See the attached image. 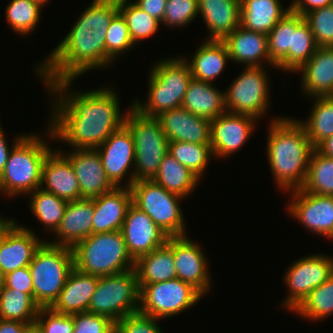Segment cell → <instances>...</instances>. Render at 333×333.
<instances>
[{"label": "cell", "mask_w": 333, "mask_h": 333, "mask_svg": "<svg viewBox=\"0 0 333 333\" xmlns=\"http://www.w3.org/2000/svg\"><path fill=\"white\" fill-rule=\"evenodd\" d=\"M73 81L44 85L55 97L46 135L73 149H95L124 125L127 111L121 114L120 99L113 87L73 93L69 91Z\"/></svg>", "instance_id": "obj_1"}, {"label": "cell", "mask_w": 333, "mask_h": 333, "mask_svg": "<svg viewBox=\"0 0 333 333\" xmlns=\"http://www.w3.org/2000/svg\"><path fill=\"white\" fill-rule=\"evenodd\" d=\"M117 13L118 0H93L65 38L34 69L44 85L75 80L90 70L110 66L113 60L105 52V36Z\"/></svg>", "instance_id": "obj_2"}, {"label": "cell", "mask_w": 333, "mask_h": 333, "mask_svg": "<svg viewBox=\"0 0 333 333\" xmlns=\"http://www.w3.org/2000/svg\"><path fill=\"white\" fill-rule=\"evenodd\" d=\"M268 124L267 156L273 181L282 191L301 189L313 146L298 119L278 117Z\"/></svg>", "instance_id": "obj_3"}, {"label": "cell", "mask_w": 333, "mask_h": 333, "mask_svg": "<svg viewBox=\"0 0 333 333\" xmlns=\"http://www.w3.org/2000/svg\"><path fill=\"white\" fill-rule=\"evenodd\" d=\"M37 134L16 135L12 150L0 175V194L15 197L28 195L41 185L42 166L52 151L45 138ZM3 193V194H2Z\"/></svg>", "instance_id": "obj_4"}, {"label": "cell", "mask_w": 333, "mask_h": 333, "mask_svg": "<svg viewBox=\"0 0 333 333\" xmlns=\"http://www.w3.org/2000/svg\"><path fill=\"white\" fill-rule=\"evenodd\" d=\"M148 79L147 99H134L132 107L146 117H156L181 107L192 75L182 57L162 58L151 68Z\"/></svg>", "instance_id": "obj_5"}, {"label": "cell", "mask_w": 333, "mask_h": 333, "mask_svg": "<svg viewBox=\"0 0 333 333\" xmlns=\"http://www.w3.org/2000/svg\"><path fill=\"white\" fill-rule=\"evenodd\" d=\"M74 268L96 276H108L134 269L121 230L91 234L73 248Z\"/></svg>", "instance_id": "obj_6"}, {"label": "cell", "mask_w": 333, "mask_h": 333, "mask_svg": "<svg viewBox=\"0 0 333 333\" xmlns=\"http://www.w3.org/2000/svg\"><path fill=\"white\" fill-rule=\"evenodd\" d=\"M28 267L32 276L34 302L39 307H51L74 268L72 248L52 245L45 240Z\"/></svg>", "instance_id": "obj_7"}, {"label": "cell", "mask_w": 333, "mask_h": 333, "mask_svg": "<svg viewBox=\"0 0 333 333\" xmlns=\"http://www.w3.org/2000/svg\"><path fill=\"white\" fill-rule=\"evenodd\" d=\"M124 125L130 130L135 146L134 182L152 180L168 153V139L155 117H146L132 107L127 109Z\"/></svg>", "instance_id": "obj_8"}, {"label": "cell", "mask_w": 333, "mask_h": 333, "mask_svg": "<svg viewBox=\"0 0 333 333\" xmlns=\"http://www.w3.org/2000/svg\"><path fill=\"white\" fill-rule=\"evenodd\" d=\"M139 307L140 288L134 269L98 276L88 312L106 316L116 323L127 315L139 312Z\"/></svg>", "instance_id": "obj_9"}, {"label": "cell", "mask_w": 333, "mask_h": 333, "mask_svg": "<svg viewBox=\"0 0 333 333\" xmlns=\"http://www.w3.org/2000/svg\"><path fill=\"white\" fill-rule=\"evenodd\" d=\"M132 204L146 213L169 237L187 236L180 200L153 180H138L130 186Z\"/></svg>", "instance_id": "obj_10"}, {"label": "cell", "mask_w": 333, "mask_h": 333, "mask_svg": "<svg viewBox=\"0 0 333 333\" xmlns=\"http://www.w3.org/2000/svg\"><path fill=\"white\" fill-rule=\"evenodd\" d=\"M138 285L140 288L139 312L161 320L190 309L203 297L196 288L179 278Z\"/></svg>", "instance_id": "obj_11"}, {"label": "cell", "mask_w": 333, "mask_h": 333, "mask_svg": "<svg viewBox=\"0 0 333 333\" xmlns=\"http://www.w3.org/2000/svg\"><path fill=\"white\" fill-rule=\"evenodd\" d=\"M243 68V72L225 91L226 111L259 120L266 114L270 104L271 80L268 78V70L263 66Z\"/></svg>", "instance_id": "obj_12"}, {"label": "cell", "mask_w": 333, "mask_h": 333, "mask_svg": "<svg viewBox=\"0 0 333 333\" xmlns=\"http://www.w3.org/2000/svg\"><path fill=\"white\" fill-rule=\"evenodd\" d=\"M285 272L283 282L288 296L282 307L294 312L310 292L324 283L333 274V258L325 254H308L295 260Z\"/></svg>", "instance_id": "obj_13"}, {"label": "cell", "mask_w": 333, "mask_h": 333, "mask_svg": "<svg viewBox=\"0 0 333 333\" xmlns=\"http://www.w3.org/2000/svg\"><path fill=\"white\" fill-rule=\"evenodd\" d=\"M287 211L298 223L316 235L333 239V196L312 194L302 188L289 192ZM292 198V199H291Z\"/></svg>", "instance_id": "obj_14"}, {"label": "cell", "mask_w": 333, "mask_h": 333, "mask_svg": "<svg viewBox=\"0 0 333 333\" xmlns=\"http://www.w3.org/2000/svg\"><path fill=\"white\" fill-rule=\"evenodd\" d=\"M95 149L101 158L104 171L111 183L115 187H123V179L126 175L131 174L129 178L127 177L128 180L125 183L126 187L130 188L134 183L135 167V146L130 130L123 125Z\"/></svg>", "instance_id": "obj_15"}, {"label": "cell", "mask_w": 333, "mask_h": 333, "mask_svg": "<svg viewBox=\"0 0 333 333\" xmlns=\"http://www.w3.org/2000/svg\"><path fill=\"white\" fill-rule=\"evenodd\" d=\"M257 119L244 114L224 112L210 122V145L215 160L228 158L248 142Z\"/></svg>", "instance_id": "obj_16"}, {"label": "cell", "mask_w": 333, "mask_h": 333, "mask_svg": "<svg viewBox=\"0 0 333 333\" xmlns=\"http://www.w3.org/2000/svg\"><path fill=\"white\" fill-rule=\"evenodd\" d=\"M197 242L187 236L172 237V252L177 278L189 283L203 296L212 289L208 261ZM201 248V249H200Z\"/></svg>", "instance_id": "obj_17"}, {"label": "cell", "mask_w": 333, "mask_h": 333, "mask_svg": "<svg viewBox=\"0 0 333 333\" xmlns=\"http://www.w3.org/2000/svg\"><path fill=\"white\" fill-rule=\"evenodd\" d=\"M121 232L130 256L136 260L167 243L169 236L136 206L128 208Z\"/></svg>", "instance_id": "obj_18"}, {"label": "cell", "mask_w": 333, "mask_h": 333, "mask_svg": "<svg viewBox=\"0 0 333 333\" xmlns=\"http://www.w3.org/2000/svg\"><path fill=\"white\" fill-rule=\"evenodd\" d=\"M69 150L66 154L62 150L59 151L73 166L80 186L81 199H92L115 188L104 171L96 149L71 148Z\"/></svg>", "instance_id": "obj_19"}, {"label": "cell", "mask_w": 333, "mask_h": 333, "mask_svg": "<svg viewBox=\"0 0 333 333\" xmlns=\"http://www.w3.org/2000/svg\"><path fill=\"white\" fill-rule=\"evenodd\" d=\"M155 118L169 142L210 144L211 121L194 115L183 107L164 111Z\"/></svg>", "instance_id": "obj_20"}, {"label": "cell", "mask_w": 333, "mask_h": 333, "mask_svg": "<svg viewBox=\"0 0 333 333\" xmlns=\"http://www.w3.org/2000/svg\"><path fill=\"white\" fill-rule=\"evenodd\" d=\"M29 228L17 223L0 239V269L4 275L29 266L36 250L45 241Z\"/></svg>", "instance_id": "obj_21"}, {"label": "cell", "mask_w": 333, "mask_h": 333, "mask_svg": "<svg viewBox=\"0 0 333 333\" xmlns=\"http://www.w3.org/2000/svg\"><path fill=\"white\" fill-rule=\"evenodd\" d=\"M57 150H52L43 163L40 188L68 202L79 200L81 191L73 166Z\"/></svg>", "instance_id": "obj_22"}, {"label": "cell", "mask_w": 333, "mask_h": 333, "mask_svg": "<svg viewBox=\"0 0 333 333\" xmlns=\"http://www.w3.org/2000/svg\"><path fill=\"white\" fill-rule=\"evenodd\" d=\"M93 215L94 201L92 199L82 198L68 202L59 227L52 233L56 235V239L47 242L73 248L92 234Z\"/></svg>", "instance_id": "obj_23"}, {"label": "cell", "mask_w": 333, "mask_h": 333, "mask_svg": "<svg viewBox=\"0 0 333 333\" xmlns=\"http://www.w3.org/2000/svg\"><path fill=\"white\" fill-rule=\"evenodd\" d=\"M231 61L244 67H262L263 62L276 68L270 60L267 34L237 27L224 40Z\"/></svg>", "instance_id": "obj_24"}, {"label": "cell", "mask_w": 333, "mask_h": 333, "mask_svg": "<svg viewBox=\"0 0 333 333\" xmlns=\"http://www.w3.org/2000/svg\"><path fill=\"white\" fill-rule=\"evenodd\" d=\"M92 200L94 201L92 234L121 230L127 210L132 204L130 188L124 184V187H115Z\"/></svg>", "instance_id": "obj_25"}, {"label": "cell", "mask_w": 333, "mask_h": 333, "mask_svg": "<svg viewBox=\"0 0 333 333\" xmlns=\"http://www.w3.org/2000/svg\"><path fill=\"white\" fill-rule=\"evenodd\" d=\"M296 72L302 74L301 88L307 97L333 96V46L318 47Z\"/></svg>", "instance_id": "obj_26"}, {"label": "cell", "mask_w": 333, "mask_h": 333, "mask_svg": "<svg viewBox=\"0 0 333 333\" xmlns=\"http://www.w3.org/2000/svg\"><path fill=\"white\" fill-rule=\"evenodd\" d=\"M198 15L208 29L207 40H224L240 26V0H198Z\"/></svg>", "instance_id": "obj_27"}, {"label": "cell", "mask_w": 333, "mask_h": 333, "mask_svg": "<svg viewBox=\"0 0 333 333\" xmlns=\"http://www.w3.org/2000/svg\"><path fill=\"white\" fill-rule=\"evenodd\" d=\"M97 283L98 276L86 274L73 268L58 299L51 308L66 315L88 312V306Z\"/></svg>", "instance_id": "obj_28"}, {"label": "cell", "mask_w": 333, "mask_h": 333, "mask_svg": "<svg viewBox=\"0 0 333 333\" xmlns=\"http://www.w3.org/2000/svg\"><path fill=\"white\" fill-rule=\"evenodd\" d=\"M190 68L193 79L212 83L224 71L230 59L223 40H205L190 61L181 56Z\"/></svg>", "instance_id": "obj_29"}, {"label": "cell", "mask_w": 333, "mask_h": 333, "mask_svg": "<svg viewBox=\"0 0 333 333\" xmlns=\"http://www.w3.org/2000/svg\"><path fill=\"white\" fill-rule=\"evenodd\" d=\"M181 107L211 121L226 112L225 92L214 87L212 83L192 78Z\"/></svg>", "instance_id": "obj_30"}, {"label": "cell", "mask_w": 333, "mask_h": 333, "mask_svg": "<svg viewBox=\"0 0 333 333\" xmlns=\"http://www.w3.org/2000/svg\"><path fill=\"white\" fill-rule=\"evenodd\" d=\"M172 252V237L166 244L135 260L138 284H152L177 278Z\"/></svg>", "instance_id": "obj_31"}, {"label": "cell", "mask_w": 333, "mask_h": 333, "mask_svg": "<svg viewBox=\"0 0 333 333\" xmlns=\"http://www.w3.org/2000/svg\"><path fill=\"white\" fill-rule=\"evenodd\" d=\"M280 0H240V26L268 34L287 13Z\"/></svg>", "instance_id": "obj_32"}, {"label": "cell", "mask_w": 333, "mask_h": 333, "mask_svg": "<svg viewBox=\"0 0 333 333\" xmlns=\"http://www.w3.org/2000/svg\"><path fill=\"white\" fill-rule=\"evenodd\" d=\"M152 180L166 191L182 198L190 196L200 183L195 174L169 153L163 157L159 171Z\"/></svg>", "instance_id": "obj_33"}, {"label": "cell", "mask_w": 333, "mask_h": 333, "mask_svg": "<svg viewBox=\"0 0 333 333\" xmlns=\"http://www.w3.org/2000/svg\"><path fill=\"white\" fill-rule=\"evenodd\" d=\"M312 99L315 100L308 120H298L315 149L322 141L333 135V96L312 97Z\"/></svg>", "instance_id": "obj_34"}, {"label": "cell", "mask_w": 333, "mask_h": 333, "mask_svg": "<svg viewBox=\"0 0 333 333\" xmlns=\"http://www.w3.org/2000/svg\"><path fill=\"white\" fill-rule=\"evenodd\" d=\"M28 195L32 214L44 225L45 230L54 233L61 223L68 201L42 188H37Z\"/></svg>", "instance_id": "obj_35"}, {"label": "cell", "mask_w": 333, "mask_h": 333, "mask_svg": "<svg viewBox=\"0 0 333 333\" xmlns=\"http://www.w3.org/2000/svg\"><path fill=\"white\" fill-rule=\"evenodd\" d=\"M317 48L314 35L304 19L292 32L291 48L276 68L283 72L295 73L314 55Z\"/></svg>", "instance_id": "obj_36"}, {"label": "cell", "mask_w": 333, "mask_h": 333, "mask_svg": "<svg viewBox=\"0 0 333 333\" xmlns=\"http://www.w3.org/2000/svg\"><path fill=\"white\" fill-rule=\"evenodd\" d=\"M39 306L27 294L4 286L0 293V319L35 325Z\"/></svg>", "instance_id": "obj_37"}, {"label": "cell", "mask_w": 333, "mask_h": 333, "mask_svg": "<svg viewBox=\"0 0 333 333\" xmlns=\"http://www.w3.org/2000/svg\"><path fill=\"white\" fill-rule=\"evenodd\" d=\"M168 153L186 166L200 180L213 156L210 144H195L182 141L168 142Z\"/></svg>", "instance_id": "obj_38"}, {"label": "cell", "mask_w": 333, "mask_h": 333, "mask_svg": "<svg viewBox=\"0 0 333 333\" xmlns=\"http://www.w3.org/2000/svg\"><path fill=\"white\" fill-rule=\"evenodd\" d=\"M118 12L125 19L129 36L135 46L141 40L152 37L160 28L161 23L157 19L129 0H118Z\"/></svg>", "instance_id": "obj_39"}, {"label": "cell", "mask_w": 333, "mask_h": 333, "mask_svg": "<svg viewBox=\"0 0 333 333\" xmlns=\"http://www.w3.org/2000/svg\"><path fill=\"white\" fill-rule=\"evenodd\" d=\"M293 313L310 321L325 320L333 315V274L313 289Z\"/></svg>", "instance_id": "obj_40"}, {"label": "cell", "mask_w": 333, "mask_h": 333, "mask_svg": "<svg viewBox=\"0 0 333 333\" xmlns=\"http://www.w3.org/2000/svg\"><path fill=\"white\" fill-rule=\"evenodd\" d=\"M302 189L312 194L333 196V158L313 149Z\"/></svg>", "instance_id": "obj_41"}, {"label": "cell", "mask_w": 333, "mask_h": 333, "mask_svg": "<svg viewBox=\"0 0 333 333\" xmlns=\"http://www.w3.org/2000/svg\"><path fill=\"white\" fill-rule=\"evenodd\" d=\"M42 7L34 0H10L5 8L6 22L20 36L31 34L40 21Z\"/></svg>", "instance_id": "obj_42"}, {"label": "cell", "mask_w": 333, "mask_h": 333, "mask_svg": "<svg viewBox=\"0 0 333 333\" xmlns=\"http://www.w3.org/2000/svg\"><path fill=\"white\" fill-rule=\"evenodd\" d=\"M304 20L300 14L287 13L267 34L270 60L277 65L291 48L292 32Z\"/></svg>", "instance_id": "obj_43"}, {"label": "cell", "mask_w": 333, "mask_h": 333, "mask_svg": "<svg viewBox=\"0 0 333 333\" xmlns=\"http://www.w3.org/2000/svg\"><path fill=\"white\" fill-rule=\"evenodd\" d=\"M128 27L123 16L118 12L111 20L105 36V52L114 61L127 50L133 49ZM117 57V58H116Z\"/></svg>", "instance_id": "obj_44"}, {"label": "cell", "mask_w": 333, "mask_h": 333, "mask_svg": "<svg viewBox=\"0 0 333 333\" xmlns=\"http://www.w3.org/2000/svg\"><path fill=\"white\" fill-rule=\"evenodd\" d=\"M318 47L333 46V3L303 16Z\"/></svg>", "instance_id": "obj_45"}, {"label": "cell", "mask_w": 333, "mask_h": 333, "mask_svg": "<svg viewBox=\"0 0 333 333\" xmlns=\"http://www.w3.org/2000/svg\"><path fill=\"white\" fill-rule=\"evenodd\" d=\"M198 0H167L163 25L170 28L184 27L198 17Z\"/></svg>", "instance_id": "obj_46"}, {"label": "cell", "mask_w": 333, "mask_h": 333, "mask_svg": "<svg viewBox=\"0 0 333 333\" xmlns=\"http://www.w3.org/2000/svg\"><path fill=\"white\" fill-rule=\"evenodd\" d=\"M35 325L42 333H73L72 315L54 311L51 307H40Z\"/></svg>", "instance_id": "obj_47"}, {"label": "cell", "mask_w": 333, "mask_h": 333, "mask_svg": "<svg viewBox=\"0 0 333 333\" xmlns=\"http://www.w3.org/2000/svg\"><path fill=\"white\" fill-rule=\"evenodd\" d=\"M73 333H115V322L90 312L73 314Z\"/></svg>", "instance_id": "obj_48"}, {"label": "cell", "mask_w": 333, "mask_h": 333, "mask_svg": "<svg viewBox=\"0 0 333 333\" xmlns=\"http://www.w3.org/2000/svg\"><path fill=\"white\" fill-rule=\"evenodd\" d=\"M158 321L140 312L133 313L115 323V333H162Z\"/></svg>", "instance_id": "obj_49"}, {"label": "cell", "mask_w": 333, "mask_h": 333, "mask_svg": "<svg viewBox=\"0 0 333 333\" xmlns=\"http://www.w3.org/2000/svg\"><path fill=\"white\" fill-rule=\"evenodd\" d=\"M5 287L27 293L33 299V283L29 267L16 269L5 275Z\"/></svg>", "instance_id": "obj_50"}, {"label": "cell", "mask_w": 333, "mask_h": 333, "mask_svg": "<svg viewBox=\"0 0 333 333\" xmlns=\"http://www.w3.org/2000/svg\"><path fill=\"white\" fill-rule=\"evenodd\" d=\"M333 0H292L290 3V11L300 14L302 17L318 8L331 5Z\"/></svg>", "instance_id": "obj_51"}, {"label": "cell", "mask_w": 333, "mask_h": 333, "mask_svg": "<svg viewBox=\"0 0 333 333\" xmlns=\"http://www.w3.org/2000/svg\"><path fill=\"white\" fill-rule=\"evenodd\" d=\"M133 2L162 24L167 0H135Z\"/></svg>", "instance_id": "obj_52"}, {"label": "cell", "mask_w": 333, "mask_h": 333, "mask_svg": "<svg viewBox=\"0 0 333 333\" xmlns=\"http://www.w3.org/2000/svg\"><path fill=\"white\" fill-rule=\"evenodd\" d=\"M30 326L17 320L0 319V333H26Z\"/></svg>", "instance_id": "obj_53"}, {"label": "cell", "mask_w": 333, "mask_h": 333, "mask_svg": "<svg viewBox=\"0 0 333 333\" xmlns=\"http://www.w3.org/2000/svg\"><path fill=\"white\" fill-rule=\"evenodd\" d=\"M6 139L7 138H5V133L3 132L2 126L0 124V175L5 168L9 154L12 150V148H9Z\"/></svg>", "instance_id": "obj_54"}, {"label": "cell", "mask_w": 333, "mask_h": 333, "mask_svg": "<svg viewBox=\"0 0 333 333\" xmlns=\"http://www.w3.org/2000/svg\"><path fill=\"white\" fill-rule=\"evenodd\" d=\"M315 149L320 154L333 158V135L322 141Z\"/></svg>", "instance_id": "obj_55"}, {"label": "cell", "mask_w": 333, "mask_h": 333, "mask_svg": "<svg viewBox=\"0 0 333 333\" xmlns=\"http://www.w3.org/2000/svg\"><path fill=\"white\" fill-rule=\"evenodd\" d=\"M16 219L3 218L0 216V239L4 237L12 228H14L17 223Z\"/></svg>", "instance_id": "obj_56"}, {"label": "cell", "mask_w": 333, "mask_h": 333, "mask_svg": "<svg viewBox=\"0 0 333 333\" xmlns=\"http://www.w3.org/2000/svg\"><path fill=\"white\" fill-rule=\"evenodd\" d=\"M4 281H5V275L3 274V272L0 269V293L5 286Z\"/></svg>", "instance_id": "obj_57"}, {"label": "cell", "mask_w": 333, "mask_h": 333, "mask_svg": "<svg viewBox=\"0 0 333 333\" xmlns=\"http://www.w3.org/2000/svg\"><path fill=\"white\" fill-rule=\"evenodd\" d=\"M26 333H42L36 325L30 326Z\"/></svg>", "instance_id": "obj_58"}, {"label": "cell", "mask_w": 333, "mask_h": 333, "mask_svg": "<svg viewBox=\"0 0 333 333\" xmlns=\"http://www.w3.org/2000/svg\"><path fill=\"white\" fill-rule=\"evenodd\" d=\"M35 2H38L41 6H43L44 7V5L46 4V3H48L49 2V0H34Z\"/></svg>", "instance_id": "obj_59"}]
</instances>
